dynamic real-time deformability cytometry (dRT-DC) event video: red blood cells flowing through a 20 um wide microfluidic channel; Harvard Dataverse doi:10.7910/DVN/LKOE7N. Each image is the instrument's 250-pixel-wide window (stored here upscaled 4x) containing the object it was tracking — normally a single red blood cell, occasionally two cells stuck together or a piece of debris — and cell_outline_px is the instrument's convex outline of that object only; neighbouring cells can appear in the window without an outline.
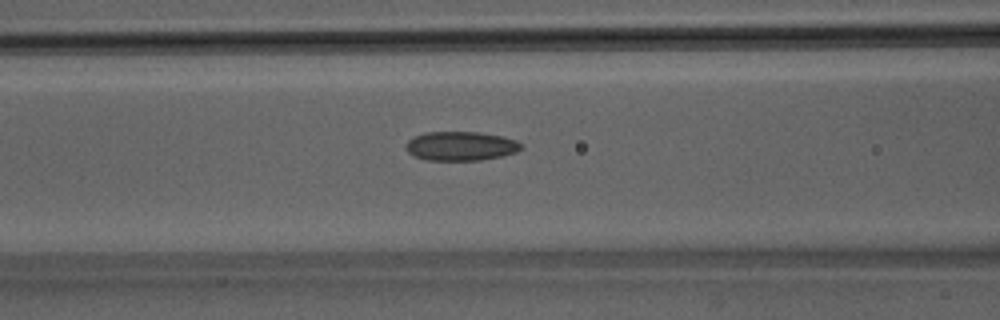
{"species": "Egyptian fruit bat (a non-hibernating species)", "species_latin": "Rousettus aegyptiacus", "temperature_condition": "room temperature", "stored_images_in_passage": 50, "camera_frame_rate_fps": 3000, "um_per_image_px": 0.085, "animal": {"sex": "male"}, "frame": {"image": 1, "passage_image": 21, "time_ms": 6.667, "image_size_px": [1000, 320], "cell_outline_px": [[520, 148], [516, 152], [500, 156], [480, 160], [428, 160], [416, 156], [408, 152], [404, 148], [404, 144], [408, 140], [424, 132], [480, 132], [504, 136], [516, 140], [520, 144]], "centroid_in_image_um": [39.13, 12.4], "position_along_channel_um": 127.5, "area_um2": 19.48}}
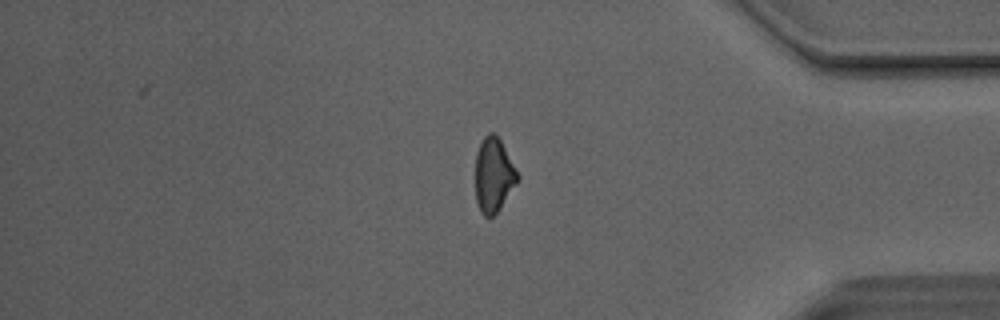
{"frame": {"image": 2, "passage_image": 42, "time_ms": 13.667, "image_size_px": [1000, 320], "cell_outline_px": [[520, 176], [516, 184], [496, 212], [492, 216], [484, 216], [480, 212], [476, 200], [476, 152], [484, 136], [488, 132], [496, 132]], "centroid_in_image_um": [41.95, 14.84], "position_along_channel_um": 393.3, "area_um2": 18.09}}
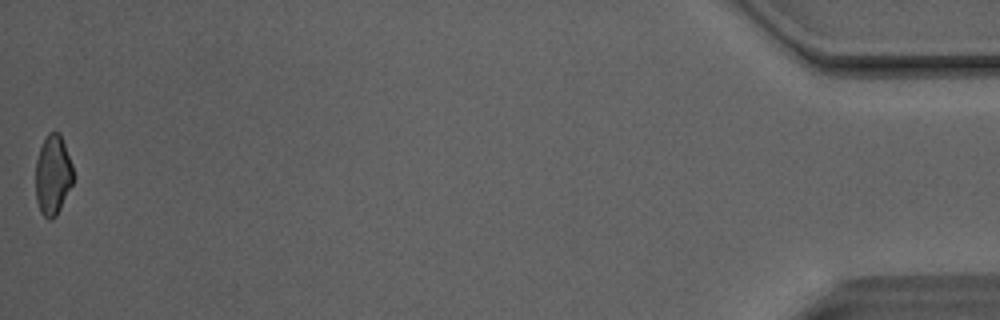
{"frame": {"image": 3, "passage_image": 50, "time_ms": 16.333, "image_size_px": [1000, 320], "cell_outline_px": [[72, 184], [56, 216], [52, 220], [48, 220], [40, 212], [36, 200], [36, 160], [40, 148], [48, 132], [60, 132], [72, 164]], "centroid_in_image_um": [4.48, 14.88], "position_along_channel_um": 430.7, "area_um2": 17.4}, "authors_computed_cell_mechanics": {"area_um2": 19.3919, "velocity_mm_per_s": 4.1509, "shape_relaxation_time_tau1_ms": null, "shape_relaxation_time_tau2_ms": 3.0175, "deformation_change_tau1": null, "deformation_change_tau2": 0.1031}}